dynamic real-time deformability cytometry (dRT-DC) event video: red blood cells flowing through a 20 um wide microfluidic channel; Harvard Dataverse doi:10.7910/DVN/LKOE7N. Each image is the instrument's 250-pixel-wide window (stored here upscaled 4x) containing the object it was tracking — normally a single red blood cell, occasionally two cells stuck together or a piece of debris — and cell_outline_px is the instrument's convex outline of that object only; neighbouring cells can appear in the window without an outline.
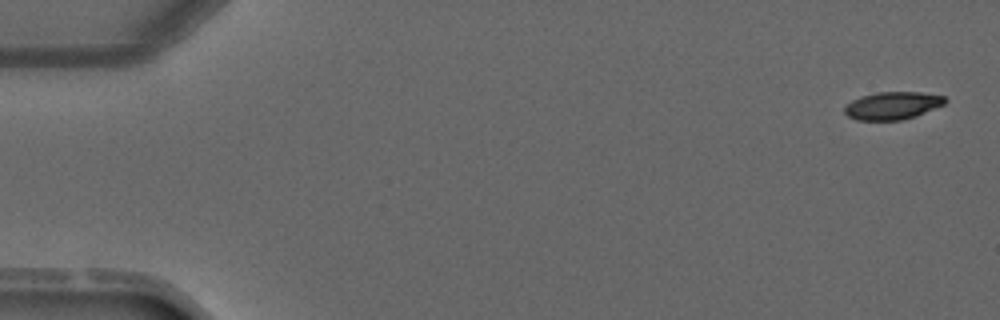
{"species": "common noctule bat (a hibernating species)", "species_latin": "Nyctalus noctula", "temperature_condition": "warm", "stored_images_in_passage": 4, "camera_frame_rate_fps": 3000, "um_per_image_px": 0.085, "animal": {"sex": "male", "forearm_length_mm": 52.5}, "frame": {"image": 1, "passage_image": 1, "time_ms": 0.0, "image_size_px": [1000, 320], "cell_outline_px": [[948, 100], [944, 104], [916, 116], [904, 120], [856, 120], [848, 116], [844, 112], [844, 108], [852, 100], [860, 96], [876, 92], [920, 92], [944, 96]], "centroid_in_image_um": [75.86, 8.97], "position_along_channel_um": 9.1, "area_um2": 16.24}}
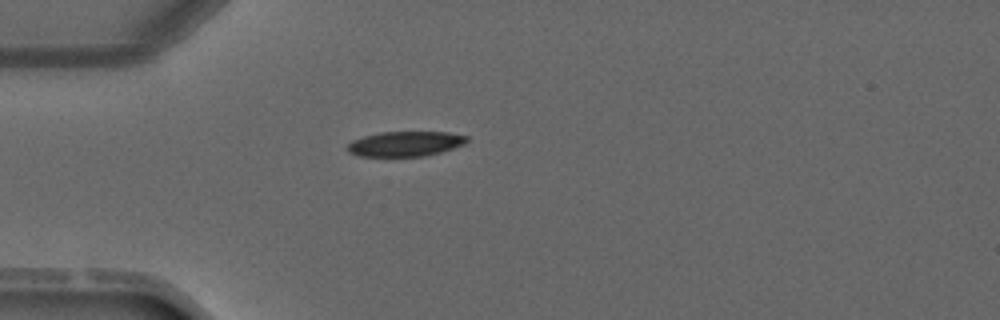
{"frame": {"image": 2, "passage_image": 4, "time_ms": 3.667, "image_size_px": [1000, 320], "cell_outline_px": [[468, 140], [464, 144], [440, 152], [424, 156], [356, 156], [348, 152], [348, 144], [352, 140], [364, 136], [380, 132], [448, 132], [468, 136]], "centroid_in_image_um": [34.43, 12.22], "position_along_channel_um": 50.6, "area_um2": 17.34}}